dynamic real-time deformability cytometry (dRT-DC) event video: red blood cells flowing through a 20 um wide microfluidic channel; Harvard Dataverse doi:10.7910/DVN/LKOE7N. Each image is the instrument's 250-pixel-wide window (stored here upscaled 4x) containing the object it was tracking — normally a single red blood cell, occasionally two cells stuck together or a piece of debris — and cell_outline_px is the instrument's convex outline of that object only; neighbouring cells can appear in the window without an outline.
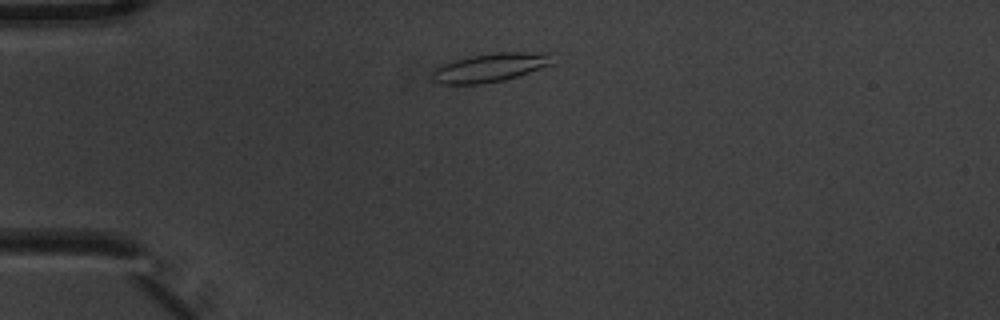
{"species": "common noctule bat (a hibernating species)", "species_latin": "Nyctalus noctula", "temperature_condition": "warm", "stored_images_in_passage": 2, "camera_frame_rate_fps": 3000, "um_per_image_px": 0.085, "animal": {"sex": "male", "body_mass_g": 20.1, "forearm_length_mm": 53.5}, "frame": {"image": 1, "passage_image": 1, "time_ms": 0.0, "image_size_px": [1000, 320], "cell_outline_px": [[556, 64], [504, 80], [480, 84], [440, 84], [432, 80], [432, 72], [436, 68], [452, 60], [472, 56], [496, 52], [552, 52]], "centroid_in_image_um": [41.75, 5.73], "position_along_channel_um": 43.2, "area_um2": 20.4}}